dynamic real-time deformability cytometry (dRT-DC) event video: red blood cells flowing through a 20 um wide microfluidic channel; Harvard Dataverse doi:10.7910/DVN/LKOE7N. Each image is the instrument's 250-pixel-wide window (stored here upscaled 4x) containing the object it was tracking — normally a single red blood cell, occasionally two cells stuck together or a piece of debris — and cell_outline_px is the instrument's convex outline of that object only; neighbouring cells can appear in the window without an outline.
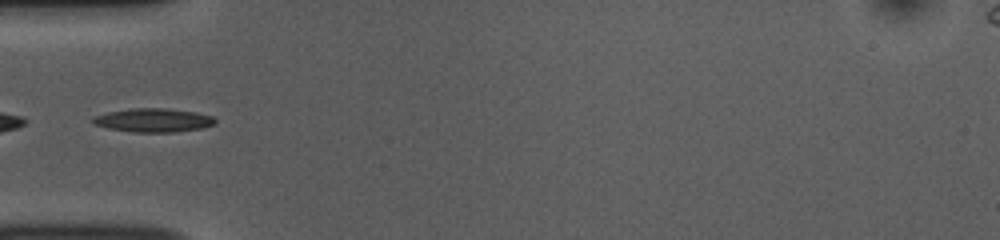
{"species": "common noctule bat (a hibernating species)", "species_latin": "Nyctalus noctula", "temperature_condition": "room temperature", "stored_images_in_passage": 35, "camera_frame_rate_fps": 3000, "um_per_image_px": 0.085, "animal": {"sex": "female", "body_mass_g": 10.0, "forearm_length_mm": 53.1}, "frame": {"image": 1, "passage_image": 1, "time_ms": 0.0, "image_size_px": [1000, 240], "cell_outline_px": [[216, 124], [200, 128], [176, 132], [136, 132], [108, 128], [96, 124], [92, 120], [92, 116], [108, 112], [132, 108], [164, 108], [196, 112], [212, 116], [216, 120]], "centroid_in_image_um": [13.05, 10.21], "position_along_channel_um": 71.9, "area_um2": 16.76}}
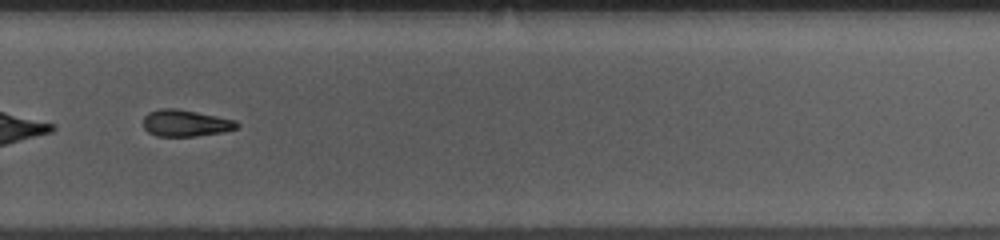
{"frame": {"image": 2, "passage_image": 20, "time_ms": 6.333, "image_size_px": [1000, 240], "cell_outline_px": [[240, 124], [236, 128], [224, 132], [192, 136], [156, 136], [148, 132], [144, 128], [144, 116], [148, 112], [160, 108], [176, 108], [236, 120]], "centroid_in_image_um": [15.75, 10.46], "position_along_channel_um": 314.0, "area_um2": 14.51}}